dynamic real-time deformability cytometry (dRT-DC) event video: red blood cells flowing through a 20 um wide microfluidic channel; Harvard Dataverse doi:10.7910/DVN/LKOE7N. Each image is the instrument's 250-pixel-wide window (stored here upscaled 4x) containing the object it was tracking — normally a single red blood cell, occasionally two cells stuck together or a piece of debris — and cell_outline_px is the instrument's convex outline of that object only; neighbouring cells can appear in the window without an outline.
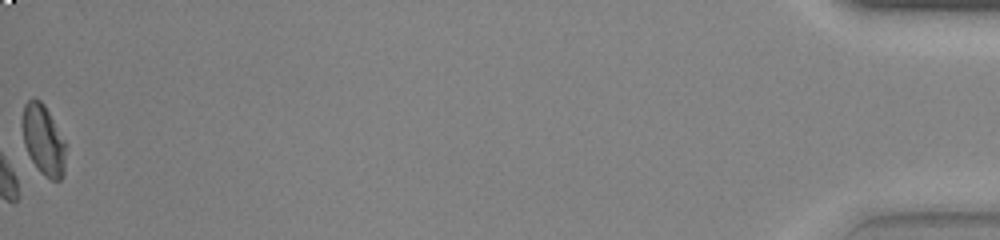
{"species": "common noctule bat (a hibernating species)", "species_latin": "Nyctalus noctula", "temperature_condition": "warm", "stored_images_in_passage": 54, "camera_frame_rate_fps": 3000, "um_per_image_px": 0.085, "animal": {"sex": "female", "body_mass_g": 23.0, "forearm_length_mm": 53.4}, "frame": {"image": 1, "passage_image": 54, "time_ms": 17.667, "image_size_px": [1000, 240], "cell_outline_px": [[64, 172], [60, 180], [52, 180], [44, 176], [40, 172], [32, 160], [24, 144], [24, 104], [28, 100], [40, 100], [44, 104], [64, 140]], "centroid_in_image_um": [3.7, 11.93], "position_along_channel_um": 431.5, "area_um2": 16.99}, "authors_computed_cell_mechanics": {"area_um2": 17.6001, "velocity_mm_per_s": 3.8071, "shape_relaxation_time_tau1_ms": 2.0587, "shape_relaxation_time_tau2_ms": null, "deformation_change_tau1": 0.1028, "deformation_change_tau2": null}}